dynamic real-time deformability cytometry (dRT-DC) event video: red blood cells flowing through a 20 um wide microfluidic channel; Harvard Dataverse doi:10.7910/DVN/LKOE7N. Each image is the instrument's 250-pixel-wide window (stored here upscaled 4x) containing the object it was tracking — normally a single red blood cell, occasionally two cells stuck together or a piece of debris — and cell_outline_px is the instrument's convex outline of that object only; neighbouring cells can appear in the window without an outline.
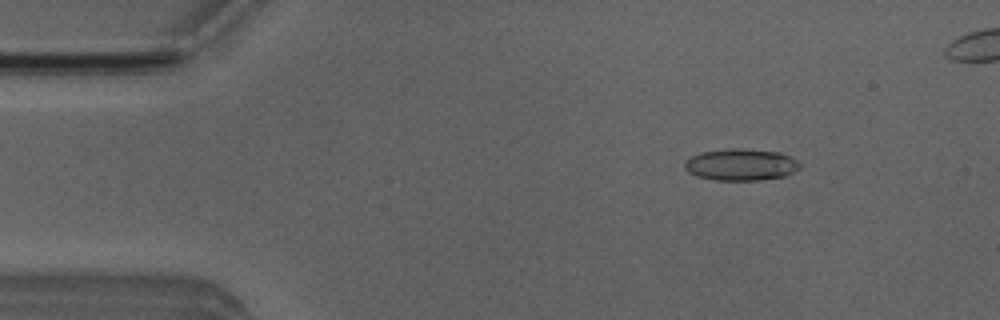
{"species": "Egyptian fruit bat (a non-hibernating species)", "species_latin": "Rousettus aegyptiacus", "temperature_condition": "room temperature", "stored_images_in_passage": 3, "camera_frame_rate_fps": 3000, "um_per_image_px": 0.085, "animal": {"sex": "male"}, "frame": {"image": 1, "passage_image": 1, "time_ms": 0.0, "image_size_px": [1000, 320], "cell_outline_px": [[800, 168], [784, 176], [760, 180], [712, 180], [696, 176], [688, 172], [684, 168], [684, 160], [700, 152], [732, 148], [744, 148], [780, 152], [796, 160], [800, 164]], "centroid_in_image_um": [62.93, 13.99], "position_along_channel_um": 22.1, "area_um2": 21.44}}